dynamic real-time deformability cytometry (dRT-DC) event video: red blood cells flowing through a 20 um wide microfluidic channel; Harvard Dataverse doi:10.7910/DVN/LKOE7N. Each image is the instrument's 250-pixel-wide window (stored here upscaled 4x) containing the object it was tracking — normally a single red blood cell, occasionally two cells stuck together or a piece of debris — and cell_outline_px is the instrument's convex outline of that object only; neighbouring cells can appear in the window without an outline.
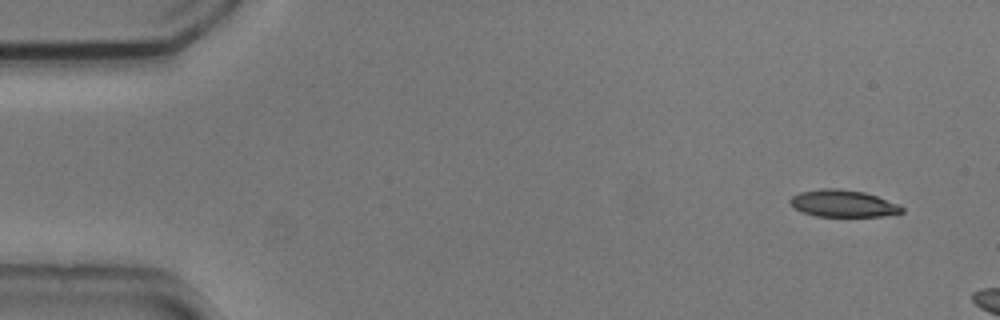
{"species": "common noctule bat (a hibernating species)", "species_latin": "Nyctalus noctula", "temperature_condition": "cold", "stored_images_in_passage": 2, "camera_frame_rate_fps": 3000, "um_per_image_px": 0.085, "animal": {"sex": "male", "body_mass_g": 20.5, "forearm_length_mm": 52.5}, "frame": {"image": 1, "passage_image": 2, "time_ms": 0.333, "image_size_px": [1000, 320], "cell_outline_px": [[904, 212], [884, 216], [816, 216], [804, 212], [796, 208], [788, 200], [792, 196], [800, 192], [820, 188], [840, 188], [864, 192], [900, 204], [904, 208]], "centroid_in_image_um": [71.69, 17.29], "position_along_channel_um": 13.3, "area_um2": 17.57}}